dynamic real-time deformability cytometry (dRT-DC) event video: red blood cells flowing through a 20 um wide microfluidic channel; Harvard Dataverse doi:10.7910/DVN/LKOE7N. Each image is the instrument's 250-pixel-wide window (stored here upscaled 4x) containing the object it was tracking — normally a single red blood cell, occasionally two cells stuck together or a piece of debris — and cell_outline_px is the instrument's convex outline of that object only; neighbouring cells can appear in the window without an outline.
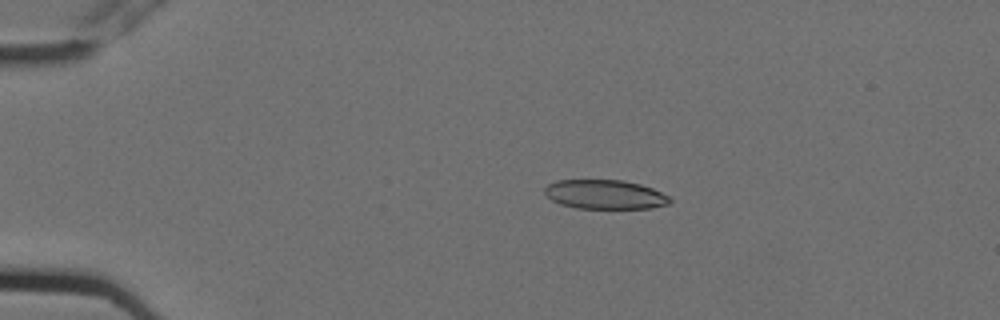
{"species": "Egyptian fruit bat (a non-hibernating species)", "species_latin": "Rousettus aegyptiacus", "temperature_condition": "cold", "stored_images_in_passage": 6, "camera_frame_rate_fps": 3000, "um_per_image_px": 0.085, "animal": {"sex": "female"}, "frame": {"image": 1, "passage_image": 3, "time_ms": 0.667, "image_size_px": [1000, 320], "cell_outline_px": [[672, 200], [668, 204], [652, 208], [576, 208], [560, 204], [552, 200], [544, 192], [544, 188], [548, 184], [556, 180], [624, 180], [640, 184], [652, 188], [668, 196]], "centroid_in_image_um": [51.41, 16.52], "position_along_channel_um": 33.6, "area_um2": 21.27}}
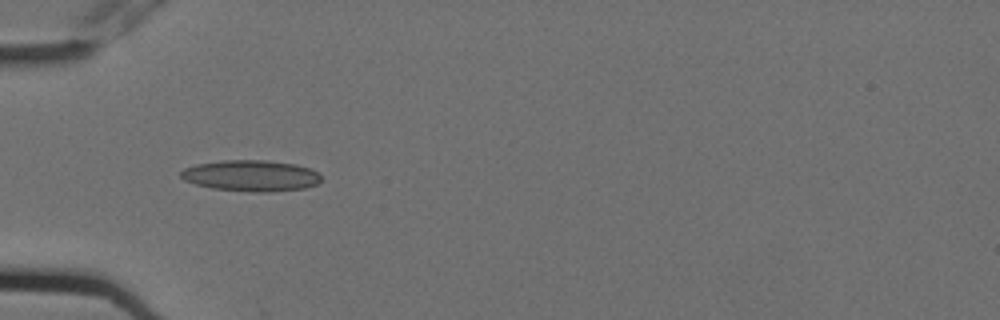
{"frame": {"image": 2, "passage_image": 5, "time_ms": 1.333, "image_size_px": [1000, 320], "cell_outline_px": [[320, 180], [316, 184], [304, 188], [268, 192], [252, 192], [212, 188], [196, 184], [184, 180], [180, 176], [180, 172], [184, 168], [196, 164], [224, 160], [268, 160], [296, 164], [312, 168], [320, 172]], "centroid_in_image_um": [21.36, 14.92], "position_along_channel_um": 63.6, "area_um2": 25.61}}
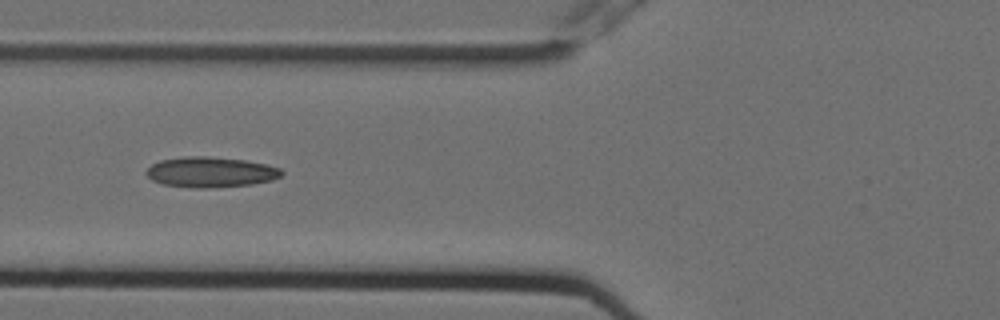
{"frame": {"image": 3, "passage_image": 6, "time_ms": 1.667, "image_size_px": [1000, 320], "cell_outline_px": [[284, 172], [280, 176], [272, 180], [252, 184], [208, 188], [192, 188], [164, 184], [152, 180], [144, 172], [152, 164], [160, 160], [184, 156], [208, 156], [244, 160], [268, 164], [280, 168]], "centroid_in_image_um": [17.9, 14.62], "position_along_channel_um": 107.9, "area_um2": 24.04}}